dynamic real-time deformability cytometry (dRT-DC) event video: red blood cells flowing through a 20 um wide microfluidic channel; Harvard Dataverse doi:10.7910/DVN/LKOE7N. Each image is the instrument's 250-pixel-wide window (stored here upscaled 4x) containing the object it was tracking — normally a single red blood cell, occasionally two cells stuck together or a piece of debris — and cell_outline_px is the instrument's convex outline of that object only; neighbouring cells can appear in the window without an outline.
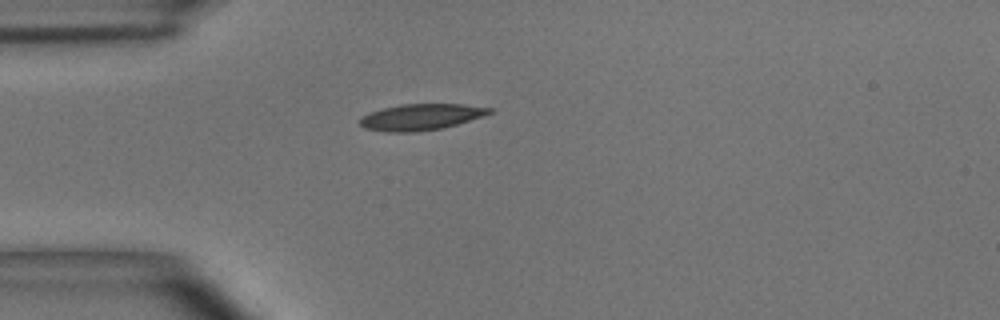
{"species": "common noctule bat (a hibernating species)", "species_latin": "Nyctalus noctula", "temperature_condition": "room temperature", "stored_images_in_passage": 31, "camera_frame_rate_fps": 3000, "um_per_image_px": 0.085, "animal": {"sex": "male", "body_mass_g": 15.6}, "frame": {"image": 1, "passage_image": 1, "time_ms": 0.0, "image_size_px": [1000, 320], "cell_outline_px": [[492, 112], [444, 128], [416, 132], [384, 132], [364, 128], [360, 124], [360, 116], [368, 112], [400, 104], [464, 104], [492, 108]], "centroid_in_image_um": [35.71, 9.95], "position_along_channel_um": 49.3, "area_um2": 19.77}}
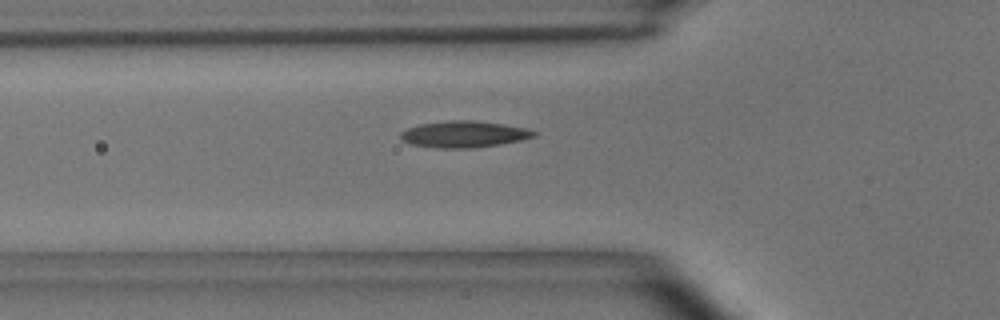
{"frame": {"image": 2, "passage_image": 5, "time_ms": 1.333, "image_size_px": [1000, 320], "cell_outline_px": [[536, 136], [520, 140], [500, 144], [472, 148], [440, 148], [412, 144], [400, 140], [400, 132], [408, 128], [420, 124], [452, 120], [476, 120], [504, 124], [524, 128], [536, 132]], "centroid_in_image_um": [39.41, 11.4], "position_along_channel_um": 86.4, "area_um2": 20.46}, "authors_computed_cell_mechanics": {"area_um2": 19.1896, "velocity_mm_per_s": 3.6073, "shape_relaxation_time_tau1_ms": 5.155, "shape_relaxation_time_tau2_ms": 2.5035, "deformation_change_tau1": 0.1733, "deformation_change_tau2": 0.1123}}